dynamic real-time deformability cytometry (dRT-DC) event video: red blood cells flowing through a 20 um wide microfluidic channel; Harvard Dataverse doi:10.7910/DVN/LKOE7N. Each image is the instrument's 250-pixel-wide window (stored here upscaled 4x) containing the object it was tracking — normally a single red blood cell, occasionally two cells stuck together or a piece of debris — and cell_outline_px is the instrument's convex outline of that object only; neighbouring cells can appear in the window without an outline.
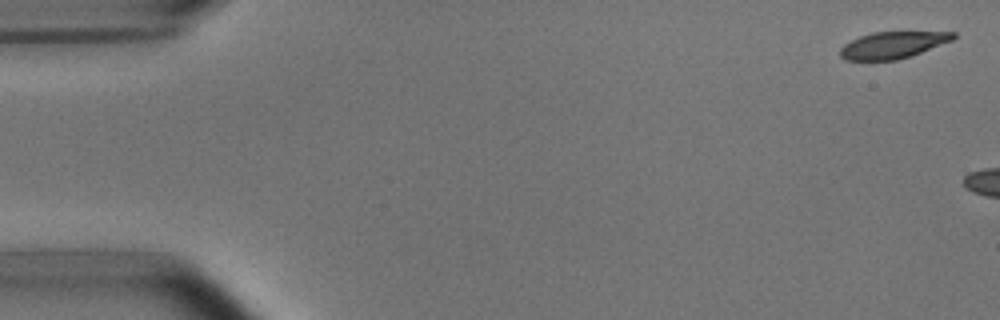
{"species": "common noctule bat (a hibernating species)", "species_latin": "Nyctalus noctula", "temperature_condition": "room temperature", "stored_images_in_passage": 4, "camera_frame_rate_fps": 3000, "um_per_image_px": 0.085, "animal": {"sex": "male", "body_mass_g": 15.6}, "frame": {"image": 1, "passage_image": 1, "time_ms": 0.0, "image_size_px": [1000, 320], "cell_outline_px": [[956, 36], [952, 40], [912, 56], [896, 60], [844, 60], [840, 56], [840, 48], [844, 44], [860, 36], [872, 32], [956, 32]], "centroid_in_image_um": [75.87, 3.83], "position_along_channel_um": 9.1, "area_um2": 17.57}}